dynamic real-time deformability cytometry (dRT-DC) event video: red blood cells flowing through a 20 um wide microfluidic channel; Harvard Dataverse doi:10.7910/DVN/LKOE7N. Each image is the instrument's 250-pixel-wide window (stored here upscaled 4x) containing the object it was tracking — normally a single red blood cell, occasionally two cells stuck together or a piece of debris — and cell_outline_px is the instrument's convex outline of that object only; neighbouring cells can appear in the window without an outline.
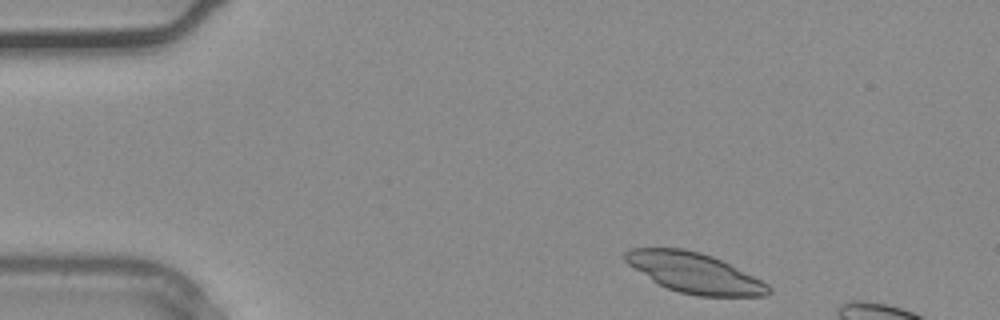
{"species": "common noctule bat (a hibernating species)", "species_latin": "Nyctalus noctula", "temperature_condition": "warm", "stored_images_in_passage": 6, "camera_frame_rate_fps": 3000, "um_per_image_px": 0.085, "animal": {"sex": "male", "body_mass_g": 20.4}, "frame": {"image": 1, "passage_image": 1, "time_ms": 0.0, "image_size_px": [1000, 320], "cell_outline_px": [[772, 292], [768, 296], [700, 296], [680, 292], [668, 288], [652, 280], [628, 264], [624, 260], [624, 252], [628, 248], [684, 248], [700, 252], [712, 256], [768, 284], [772, 288]], "centroid_in_image_um": [59.02, 23.19], "position_along_channel_um": 26.0, "area_um2": 33.12}}